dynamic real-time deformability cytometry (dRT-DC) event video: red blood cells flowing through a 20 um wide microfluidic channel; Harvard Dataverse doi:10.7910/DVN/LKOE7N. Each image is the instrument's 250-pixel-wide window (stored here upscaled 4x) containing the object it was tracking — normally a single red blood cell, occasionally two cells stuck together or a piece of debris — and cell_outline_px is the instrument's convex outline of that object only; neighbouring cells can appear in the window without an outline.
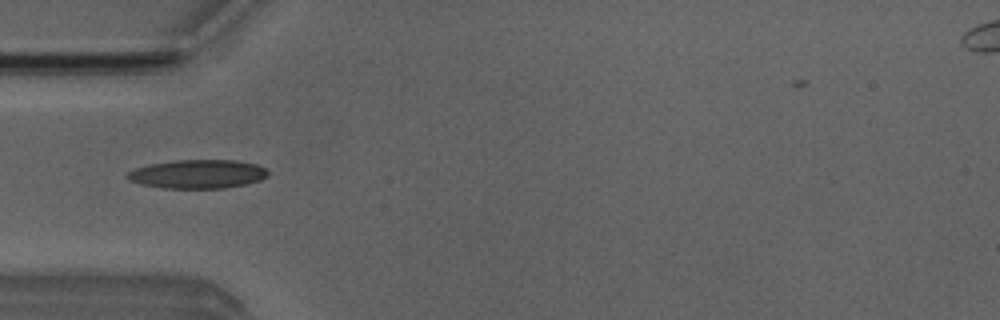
{"species": "Egyptian fruit bat (a non-hibernating species)", "species_latin": "Rousettus aegyptiacus", "temperature_condition": "room temperature", "stored_images_in_passage": 3, "camera_frame_rate_fps": 3000, "um_per_image_px": 0.085, "animal": {"sex": "male"}, "frame": {"image": 1, "passage_image": 3, "time_ms": 0.667, "image_size_px": [1000, 320], "cell_outline_px": [[268, 176], [260, 180], [244, 184], [224, 188], [164, 188], [140, 184], [128, 180], [124, 176], [128, 172], [136, 168], [148, 164], [176, 160], [236, 160], [256, 164], [268, 168]], "centroid_in_image_um": [16.8, 14.79], "position_along_channel_um": 68.2, "area_um2": 23.7}}